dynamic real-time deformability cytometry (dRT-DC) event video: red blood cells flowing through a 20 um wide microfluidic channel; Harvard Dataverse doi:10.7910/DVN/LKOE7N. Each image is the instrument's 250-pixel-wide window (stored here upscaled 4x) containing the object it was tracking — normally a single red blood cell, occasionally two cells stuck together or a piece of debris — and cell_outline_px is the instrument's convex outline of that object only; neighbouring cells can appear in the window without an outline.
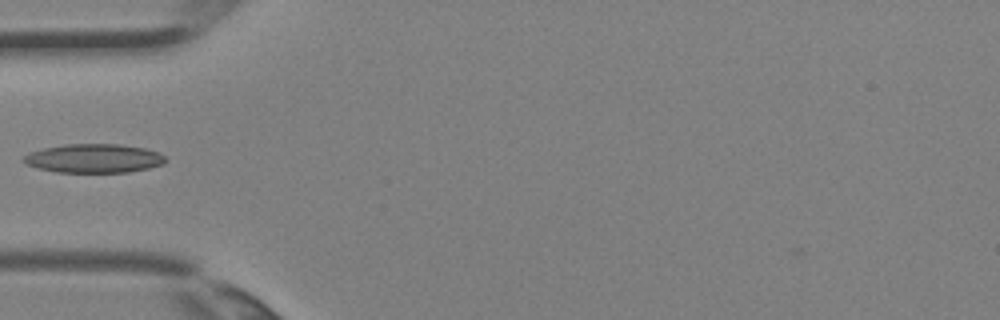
{"species": "Egyptian fruit bat (a non-hibernating species)", "species_latin": "Rousettus aegyptiacus", "temperature_condition": "room temperature", "stored_images_in_passage": 4, "camera_frame_rate_fps": 3000, "um_per_image_px": 0.085, "animal": {"sex": "female"}, "frame": {"image": 1, "passage_image": 4, "time_ms": 1.0, "image_size_px": [1000, 320], "cell_outline_px": [[168, 160], [164, 164], [148, 168], [128, 172], [56, 172], [36, 168], [20, 160], [28, 152], [44, 148], [64, 144], [120, 144], [144, 148], [160, 152]], "centroid_in_image_um": [7.98, 13.46], "position_along_channel_um": 77.0, "area_um2": 24.04}}